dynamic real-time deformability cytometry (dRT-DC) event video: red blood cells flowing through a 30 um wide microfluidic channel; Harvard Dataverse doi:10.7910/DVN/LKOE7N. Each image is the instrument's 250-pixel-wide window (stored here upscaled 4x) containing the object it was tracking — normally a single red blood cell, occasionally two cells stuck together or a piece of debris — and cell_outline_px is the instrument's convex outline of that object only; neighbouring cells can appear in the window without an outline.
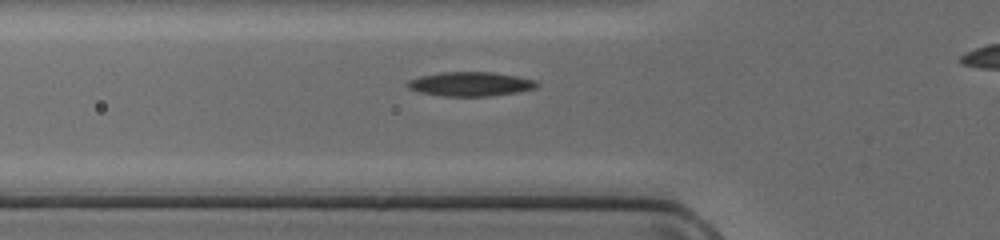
{"species": "common noctule bat (a hibernating species)", "species_latin": "Nyctalus noctula", "temperature_condition": "cold", "stored_images_in_passage": 29, "camera_frame_rate_fps": 3000, "um_per_image_px": 0.085, "animal": {"sex": "female", "body_mass_g": 17.0, "forearm_length_mm": 48.0}, "frame": {"image": 1, "passage_image": 6, "time_ms": 1.667, "image_size_px": [1000, 240], "cell_outline_px": [[540, 84], [536, 88], [520, 92], [488, 96], [444, 96], [420, 92], [408, 88], [404, 84], [408, 80], [420, 76], [440, 72], [492, 72], [516, 76], [536, 80]], "centroid_in_image_um": [39.99, 7.14], "position_along_channel_um": 85.8, "area_um2": 18.38}}
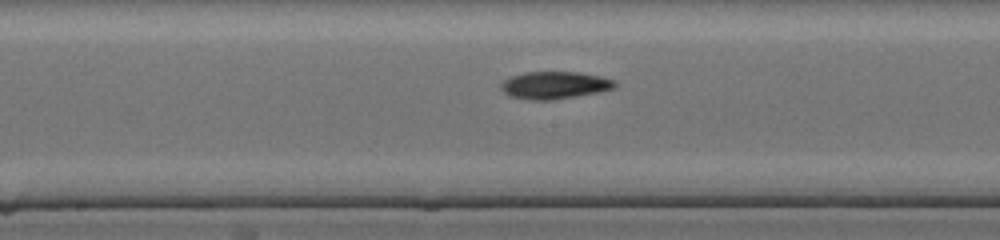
{"frame": {"image": 2, "passage_image": 14, "time_ms": 4.333, "image_size_px": [1000, 240], "cell_outline_px": [[616, 88], [576, 96], [552, 100], [528, 100], [508, 96], [500, 88], [500, 84], [508, 76], [524, 72], [580, 72], [600, 76], [616, 80]], "centroid_in_image_um": [47.1, 7.23], "position_along_channel_um": 201.1, "area_um2": 18.38}}
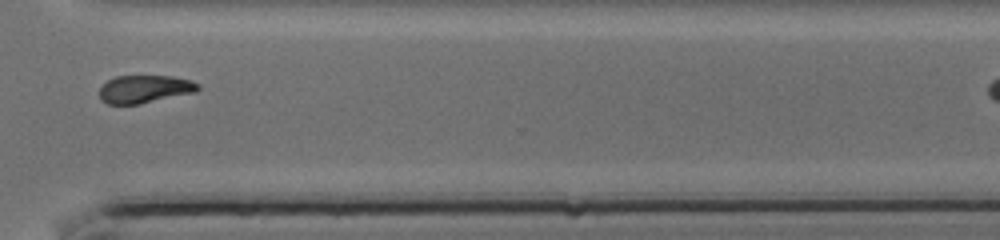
{"frame": {"image": 3, "passage_image": 25, "time_ms": 8.0, "image_size_px": [1000, 240], "cell_outline_px": [[200, 88], [196, 92], [140, 104], [108, 104], [100, 100], [100, 88], [108, 80], [116, 76], [172, 76], [192, 80], [200, 84]], "centroid_in_image_um": [12.32, 7.57], "position_along_channel_um": 358.3, "area_um2": 16.07}}